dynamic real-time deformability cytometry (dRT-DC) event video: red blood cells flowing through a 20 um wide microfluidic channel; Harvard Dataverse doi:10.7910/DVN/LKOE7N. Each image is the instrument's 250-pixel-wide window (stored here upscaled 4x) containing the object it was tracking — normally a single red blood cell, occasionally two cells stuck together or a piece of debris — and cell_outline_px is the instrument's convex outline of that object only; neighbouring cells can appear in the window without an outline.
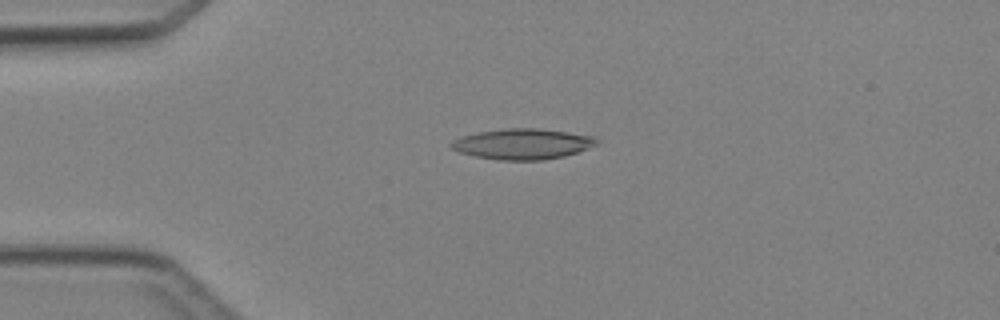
{"species": "Egyptian fruit bat (a non-hibernating species)", "species_latin": "Rousettus aegyptiacus", "temperature_condition": "cold", "stored_images_in_passage": 4, "camera_frame_rate_fps": 3000, "um_per_image_px": 0.085, "animal": {"sex": "female"}, "frame": {"image": 1, "passage_image": 2, "time_ms": 1.333, "image_size_px": [1000, 320], "cell_outline_px": [[600, 144], [564, 156], [544, 160], [500, 160], [476, 156], [460, 152], [452, 148], [448, 144], [452, 140], [476, 132], [504, 128], [540, 128], [592, 136], [600, 140]], "centroid_in_image_um": [44.43, 12.23], "position_along_channel_um": 40.6, "area_um2": 25.95}}
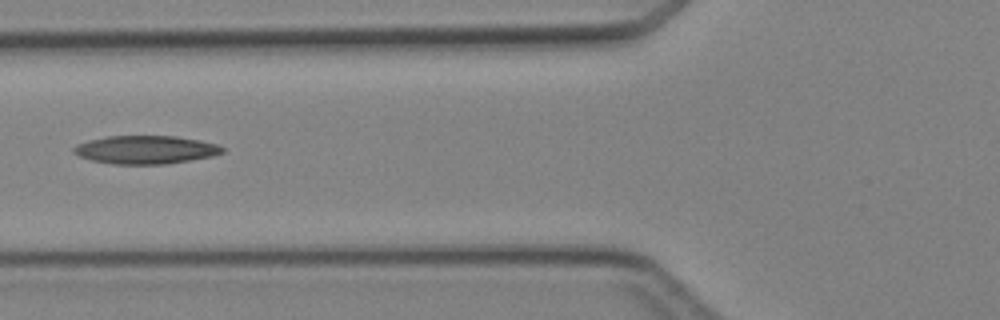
{"frame": {"image": 2, "passage_image": 4, "time_ms": 3.667, "image_size_px": [1000, 320], "cell_outline_px": [[224, 152], [212, 156], [164, 164], [112, 164], [92, 160], [80, 156], [72, 152], [72, 148], [76, 144], [88, 140], [108, 136], [176, 136], [200, 140], [216, 144], [224, 148]], "centroid_in_image_um": [12.35, 12.72], "position_along_channel_um": 113.5, "area_um2": 24.39}}